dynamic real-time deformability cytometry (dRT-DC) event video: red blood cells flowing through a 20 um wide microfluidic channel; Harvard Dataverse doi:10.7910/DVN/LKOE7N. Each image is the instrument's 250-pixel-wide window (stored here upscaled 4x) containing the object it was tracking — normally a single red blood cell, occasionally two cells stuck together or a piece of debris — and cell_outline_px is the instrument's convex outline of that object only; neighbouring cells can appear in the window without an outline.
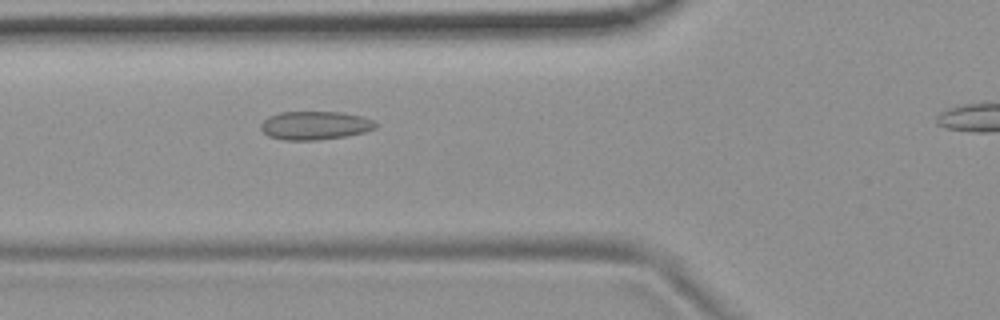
{"species": "common noctule bat (a hibernating species)", "species_latin": "Nyctalus noctula", "temperature_condition": "room temperature", "stored_images_in_passage": 40, "camera_frame_rate_fps": 3000, "um_per_image_px": 0.085, "animal": {"sex": "female", "body_mass_g": 19.9}, "frame": {"image": 1, "passage_image": 12, "time_ms": 3.667, "image_size_px": [1000, 320], "cell_outline_px": [[376, 128], [364, 132], [348, 136], [316, 140], [284, 140], [268, 136], [260, 128], [260, 124], [268, 116], [280, 112], [340, 112], [360, 116], [372, 120], [376, 124]], "centroid_in_image_um": [26.74, 10.67], "position_along_channel_um": 99.1, "area_um2": 19.02}}
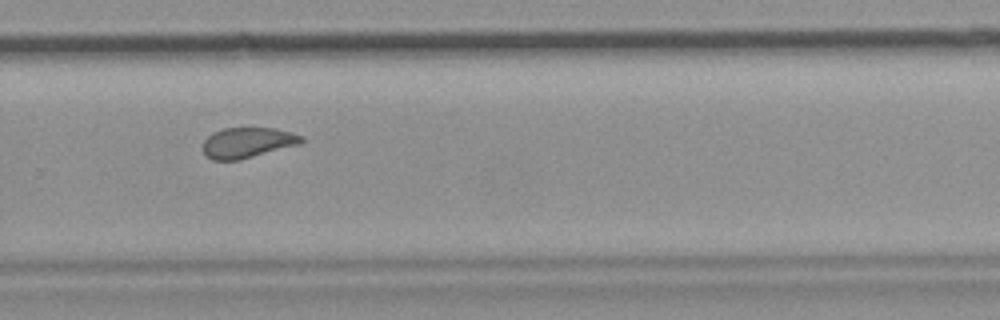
{"frame": {"image": 2, "passage_image": 29, "time_ms": 9.333, "image_size_px": [1000, 320], "cell_outline_px": [[304, 140], [300, 144], [240, 160], [212, 160], [204, 152], [204, 140], [212, 132], [224, 128], [276, 128], [292, 132], [304, 136]], "centroid_in_image_um": [21.07, 12.12], "position_along_channel_um": 308.7, "area_um2": 17.51}}